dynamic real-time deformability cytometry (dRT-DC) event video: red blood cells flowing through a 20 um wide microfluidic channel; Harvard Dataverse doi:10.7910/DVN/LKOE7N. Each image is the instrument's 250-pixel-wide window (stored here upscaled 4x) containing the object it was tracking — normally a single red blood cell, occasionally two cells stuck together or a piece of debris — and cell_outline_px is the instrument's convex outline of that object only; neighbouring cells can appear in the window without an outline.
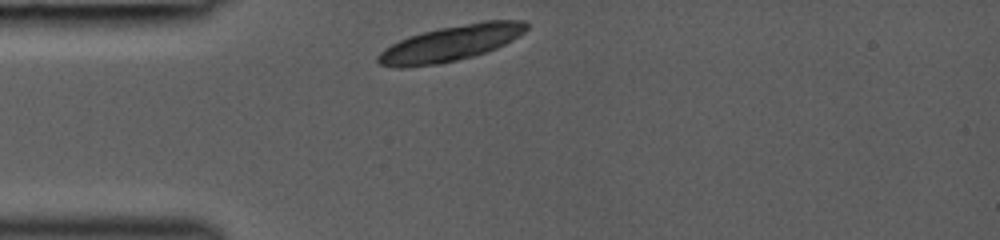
{"species": "common noctule bat (a hibernating species)", "species_latin": "Nyctalus noctula", "temperature_condition": "room temperature", "stored_images_in_passage": 28, "camera_frame_rate_fps": 3000, "um_per_image_px": 0.085, "animal": {"sex": "female", "body_mass_g": 19.0, "forearm_length_mm": 53.3}, "frame": {"image": 1, "passage_image": 1, "time_ms": 0.0, "image_size_px": [1000, 240], "cell_outline_px": [[528, 28], [524, 32], [512, 40], [496, 48], [472, 56], [456, 60], [436, 64], [404, 68], [396, 68], [380, 64], [376, 60], [376, 56], [384, 48], [400, 40], [424, 32], [440, 28], [484, 20], [524, 20], [528, 24]], "centroid_in_image_um": [38.31, 3.68], "position_along_channel_um": 46.7, "area_um2": 30.52}}